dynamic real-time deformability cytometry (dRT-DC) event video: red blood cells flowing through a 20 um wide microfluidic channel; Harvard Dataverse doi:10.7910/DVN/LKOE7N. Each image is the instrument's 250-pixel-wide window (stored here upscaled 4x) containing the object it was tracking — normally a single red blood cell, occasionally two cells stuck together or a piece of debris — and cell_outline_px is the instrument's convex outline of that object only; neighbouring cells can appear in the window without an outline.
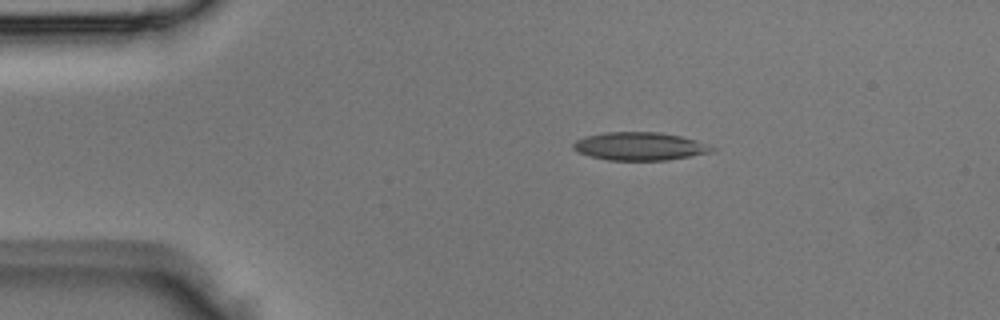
{"species": "Egyptian fruit bat (a non-hibernating species)", "species_latin": "Rousettus aegyptiacus", "temperature_condition": "room temperature", "stored_images_in_passage": 4, "camera_frame_rate_fps": 3000, "um_per_image_px": 0.085, "animal": {"sex": "male"}, "frame": {"image": 1, "passage_image": 4, "time_ms": 1.0, "image_size_px": [1000, 320], "cell_outline_px": [[716, 152], [668, 160], [608, 160], [592, 156], [580, 152], [572, 148], [572, 144], [576, 140], [588, 136], [604, 132], [660, 132], [680, 136], [696, 140], [708, 144], [716, 148]], "centroid_in_image_um": [54.45, 12.43], "position_along_channel_um": 30.6, "area_um2": 22.72}}